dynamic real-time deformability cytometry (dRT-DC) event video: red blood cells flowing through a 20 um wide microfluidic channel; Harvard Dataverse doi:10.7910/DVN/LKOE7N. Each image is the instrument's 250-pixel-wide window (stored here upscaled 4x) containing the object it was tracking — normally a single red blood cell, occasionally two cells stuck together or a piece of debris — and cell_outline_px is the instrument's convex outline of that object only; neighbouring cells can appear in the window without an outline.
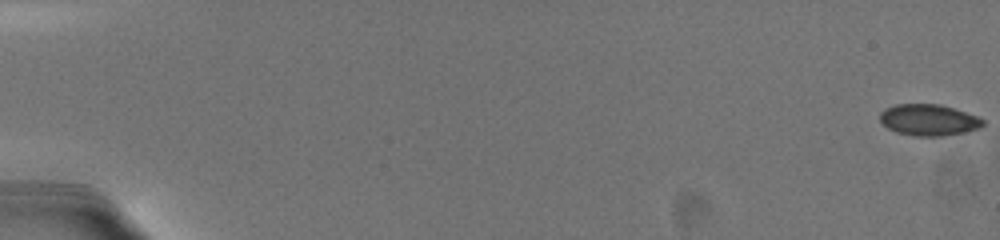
{"species": "common noctule bat (a hibernating species)", "species_latin": "Nyctalus noctula", "temperature_condition": "warm", "stored_images_in_passage": 36, "camera_frame_rate_fps": 3000, "um_per_image_px": 0.085, "animal": {"sex": "female", "body_mass_g": 19.5, "forearm_length_mm": 54.1}, "frame": {"image": 1, "passage_image": 1, "time_ms": 0.0, "image_size_px": [1000, 240], "cell_outline_px": [[984, 124], [980, 128], [944, 136], [912, 136], [896, 132], [888, 128], [880, 120], [880, 112], [884, 108], [896, 104], [940, 104], [980, 116], [984, 120]], "centroid_in_image_um": [78.95, 10.19], "position_along_channel_um": 6.1, "area_um2": 18.96}}
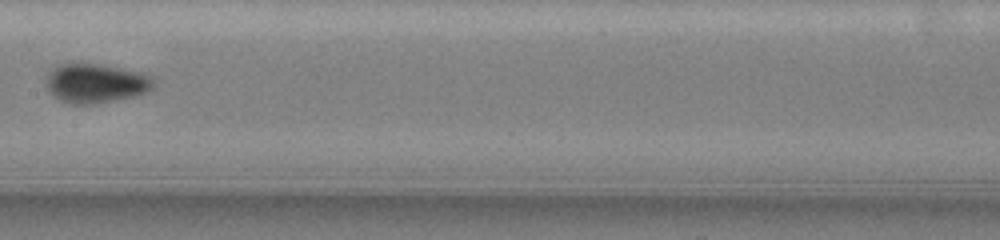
{"frame": {"image": 2, "passage_image": 19, "time_ms": 10.667, "image_size_px": [1000, 240], "cell_outline_px": [[156, 80], [152, 88], [148, 92], [136, 96], [96, 104], [72, 104], [60, 100], [52, 96], [48, 92], [48, 76], [60, 64], [100, 64], [140, 72], [152, 76]], "centroid_in_image_um": [8.21, 7.1], "position_along_channel_um": 199.2, "area_um2": 24.45}}
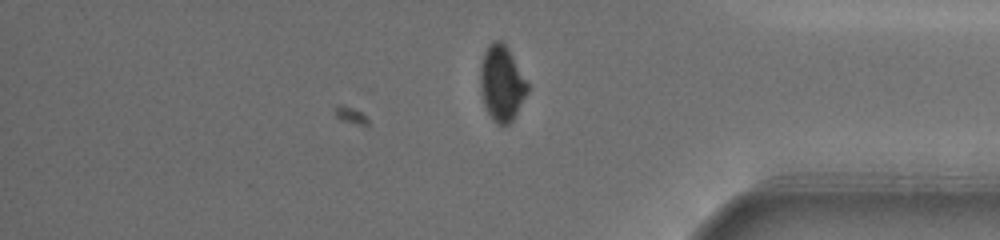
{"frame": {"image": 3, "passage_image": 31, "time_ms": 16.333, "image_size_px": [1000, 240], "cell_outline_px": [[528, 92], [512, 120], [508, 124], [496, 124], [488, 112], [484, 104], [480, 92], [480, 68], [484, 52], [488, 44], [492, 40], [500, 40], [508, 48], [528, 84]], "centroid_in_image_um": [42.63, 7.06], "position_along_channel_um": 392.6, "area_um2": 20.58}, "authors_computed_cell_mechanics": {"area_um2": 20.808, "velocity_mm_per_s": 3.6733, "shape_relaxation_time_tau1_ms": 7.9617, "shape_relaxation_time_tau2_ms": null, "deformation_change_tau1": 0.124, "deformation_change_tau2": null}}